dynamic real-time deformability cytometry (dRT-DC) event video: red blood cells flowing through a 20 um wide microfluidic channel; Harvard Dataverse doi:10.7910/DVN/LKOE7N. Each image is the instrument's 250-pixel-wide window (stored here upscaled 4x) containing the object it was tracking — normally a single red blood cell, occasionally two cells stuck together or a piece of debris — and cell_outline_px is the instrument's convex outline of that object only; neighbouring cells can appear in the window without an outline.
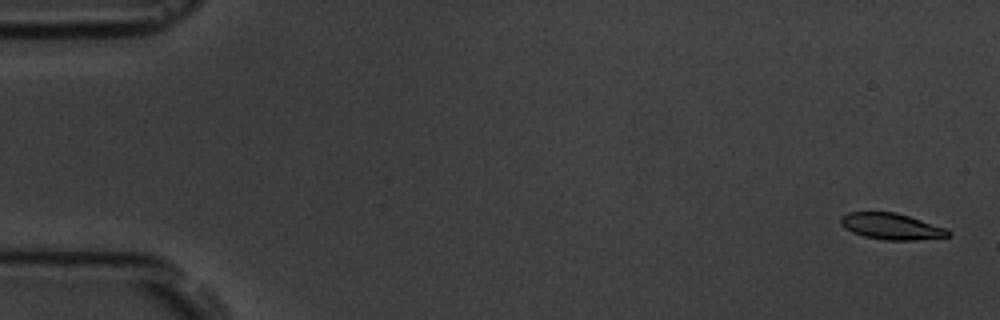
{"species": "common noctule bat (a hibernating species)", "species_latin": "Nyctalus noctula", "temperature_condition": "room temperature", "stored_images_in_passage": 58, "camera_frame_rate_fps": 3000, "um_per_image_px": 0.085, "animal": {"sex": "male", "body_mass_g": 19.5, "forearm_length_mm": 54.6}, "frame": {"image": 1, "passage_image": 2, "time_ms": 0.333, "image_size_px": [1000, 320], "cell_outline_px": [[952, 236], [916, 240], [884, 240], [864, 236], [852, 232], [844, 228], [840, 224], [840, 216], [848, 212], [896, 212], [944, 228], [952, 232]], "centroid_in_image_um": [75.73, 19.25], "position_along_channel_um": 9.3, "area_um2": 16.42}}
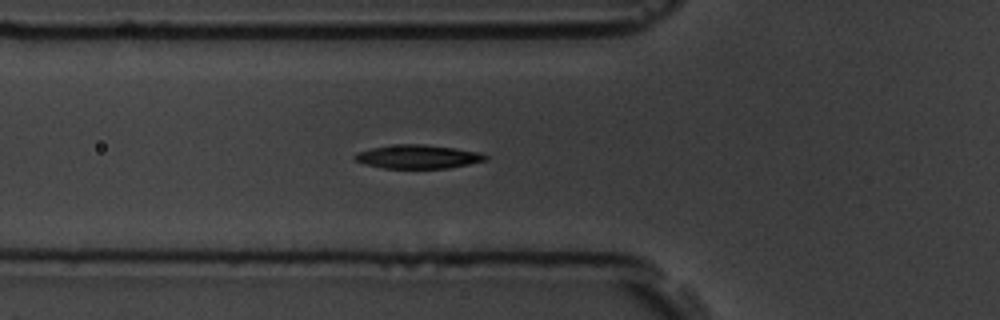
{"frame": {"image": 2, "passage_image": 21, "time_ms": 6.667, "image_size_px": [1000, 320], "cell_outline_px": [[488, 160], [448, 168], [384, 168], [364, 164], [356, 160], [352, 156], [356, 152], [372, 148], [400, 144], [424, 144], [456, 148], [480, 152], [488, 156]], "centroid_in_image_um": [35.54, 13.32], "position_along_channel_um": 90.3, "area_um2": 18.03}}
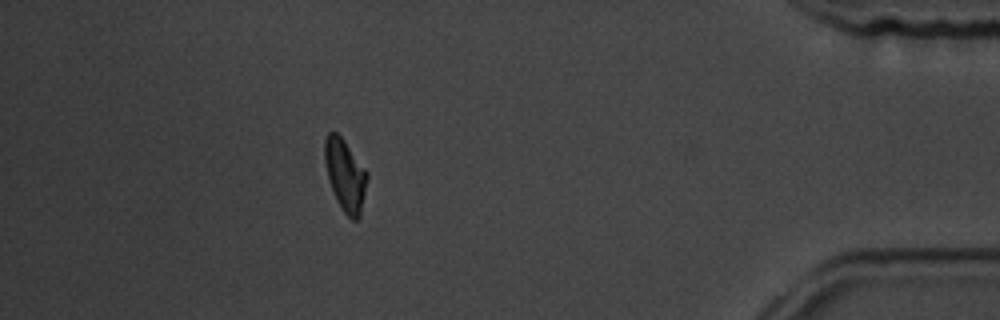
{"frame": {"image": 3, "passage_image": 52, "time_ms": 17.0, "image_size_px": [1000, 320], "cell_outline_px": [[368, 176], [360, 216], [356, 220], [352, 220], [344, 212], [336, 200], [328, 180], [324, 160], [324, 140], [328, 132], [336, 132], [344, 140], [368, 172]], "centroid_in_image_um": [29.33, 14.87], "position_along_channel_um": 405.9, "area_um2": 17.8}, "authors_computed_cell_mechanics": {"area_um2": 17.6001, "velocity_mm_per_s": 3.5268, "shape_relaxation_time_tau1_ms": 3.5982, "shape_relaxation_time_tau2_ms": 6.2452, "deformation_change_tau1": 0.1357, "deformation_change_tau2": 0.1178}}